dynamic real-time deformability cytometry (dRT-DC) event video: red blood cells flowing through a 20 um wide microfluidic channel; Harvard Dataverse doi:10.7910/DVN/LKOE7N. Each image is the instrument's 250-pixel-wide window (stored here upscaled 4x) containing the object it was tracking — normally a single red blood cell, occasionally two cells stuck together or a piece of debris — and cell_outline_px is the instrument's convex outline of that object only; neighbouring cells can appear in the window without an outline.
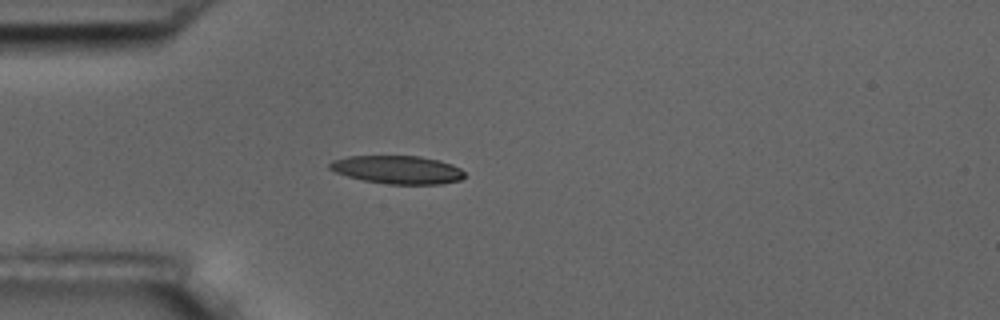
{"species": "common noctule bat (a hibernating species)", "species_latin": "Nyctalus noctula", "temperature_condition": "room temperature", "stored_images_in_passage": 5, "camera_frame_rate_fps": 3000, "um_per_image_px": 0.085, "animal": {"sex": "male", "body_mass_g": 17.5, "forearm_length_mm": 52.3}, "frame": {"image": 1, "passage_image": 2, "time_ms": 1.333, "image_size_px": [1000, 320], "cell_outline_px": [[464, 176], [460, 180], [440, 184], [388, 184], [364, 180], [348, 176], [336, 172], [328, 168], [328, 164], [332, 160], [348, 156], [420, 156], [452, 164], [460, 168], [464, 172]], "centroid_in_image_um": [33.77, 14.42], "position_along_channel_um": 51.2, "area_um2": 22.02}}